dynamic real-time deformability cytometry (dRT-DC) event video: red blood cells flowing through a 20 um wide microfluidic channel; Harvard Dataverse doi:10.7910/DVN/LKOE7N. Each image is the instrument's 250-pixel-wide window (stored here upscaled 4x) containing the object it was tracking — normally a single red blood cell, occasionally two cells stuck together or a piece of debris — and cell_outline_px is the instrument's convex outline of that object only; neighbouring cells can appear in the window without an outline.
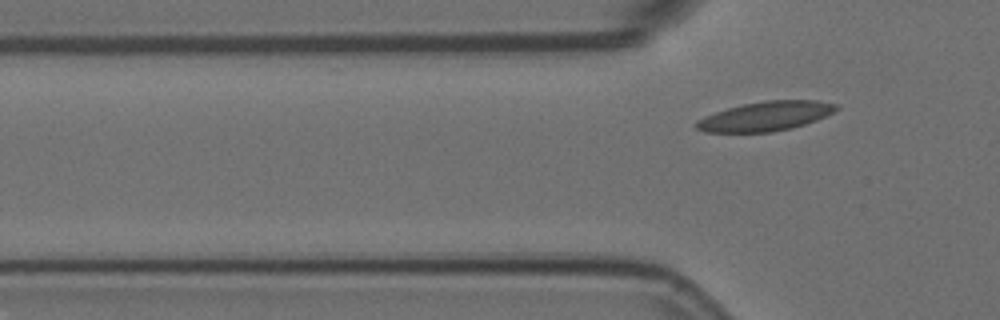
{"species": "Egyptian fruit bat (a non-hibernating species)", "species_latin": "Rousettus aegyptiacus", "temperature_condition": "room temperature", "stored_images_in_passage": 3, "segment_of_instrument_passage": [2, 2], "camera_frame_rate_fps": 3000, "um_per_image_px": 0.085, "animal": {"sex": "female"}, "frame": {"image": 1, "passage_image": 3, "time_ms": 0.667, "image_size_px": [1000, 320], "cell_outline_px": [[840, 108], [816, 120], [792, 128], [772, 132], [704, 132], [696, 128], [692, 124], [696, 120], [704, 116], [728, 108], [744, 104], [764, 100], [816, 100], [836, 104]], "centroid_in_image_um": [65.03, 9.88], "position_along_channel_um": 60.8, "area_um2": 23.93}}